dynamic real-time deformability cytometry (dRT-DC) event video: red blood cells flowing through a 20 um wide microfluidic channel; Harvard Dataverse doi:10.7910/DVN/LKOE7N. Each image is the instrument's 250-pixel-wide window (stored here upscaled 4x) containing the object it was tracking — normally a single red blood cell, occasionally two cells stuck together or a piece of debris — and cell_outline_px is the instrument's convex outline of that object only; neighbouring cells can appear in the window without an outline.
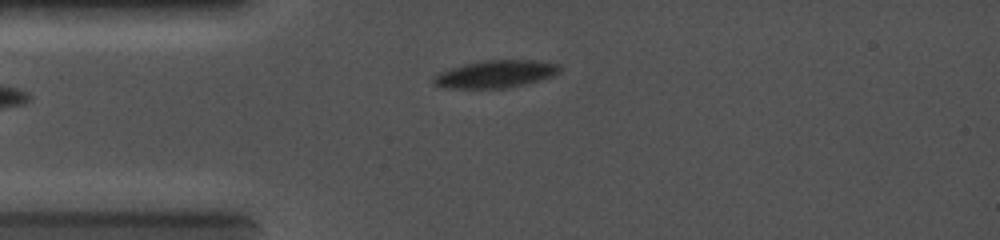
{"species": "common noctule bat (a hibernating species)", "species_latin": "Nyctalus noctula", "temperature_condition": "cold", "stored_images_in_passage": 32, "camera_frame_rate_fps": 5000, "um_per_image_px": 0.085, "animal": {"sex": "female", "body_mass_g": 19.0, "forearm_length_mm": 56.7}, "frame": {"image": 1, "passage_image": 1, "time_ms": 0.0, "image_size_px": [1000, 240], "cell_outline_px": [[564, 68], [560, 72], [552, 76], [540, 80], [508, 88], [440, 88], [432, 80], [432, 76], [440, 72], [464, 64], [484, 60], [532, 60], [560, 64]], "centroid_in_image_um": [42.14, 6.29], "position_along_channel_um": 42.9, "area_um2": 20.29}}
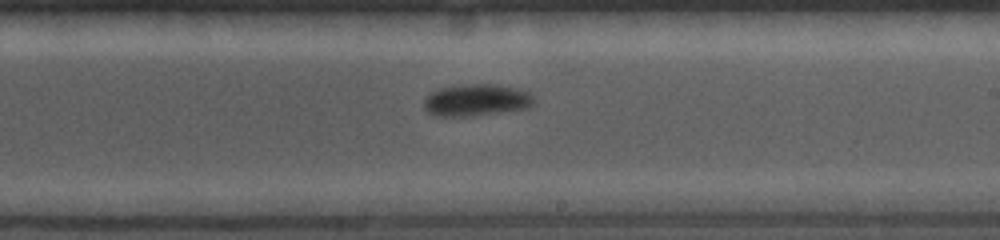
{"frame": {"image": 2, "passage_image": 14, "time_ms": 4.8, "image_size_px": [1000, 240], "cell_outline_px": [[532, 104], [528, 108], [472, 116], [436, 116], [428, 112], [424, 108], [424, 100], [432, 92], [440, 88], [472, 84], [496, 84], [516, 88], [528, 92], [532, 96]], "centroid_in_image_um": [40.48, 8.51], "position_along_channel_um": 248.5, "area_um2": 20.17}}
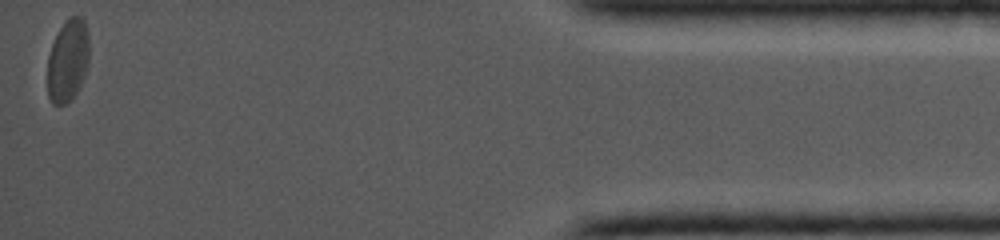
{"frame": {"image": 3, "passage_image": 32, "time_ms": 10.2, "image_size_px": [1000, 240], "cell_outline_px": [[88, 64], [80, 88], [64, 104], [52, 104], [48, 96], [48, 56], [52, 44], [60, 28], [68, 16], [80, 16], [84, 20], [88, 28]], "centroid_in_image_um": [5.77, 5.11], "position_along_channel_um": 429.4, "area_um2": 20.0}}